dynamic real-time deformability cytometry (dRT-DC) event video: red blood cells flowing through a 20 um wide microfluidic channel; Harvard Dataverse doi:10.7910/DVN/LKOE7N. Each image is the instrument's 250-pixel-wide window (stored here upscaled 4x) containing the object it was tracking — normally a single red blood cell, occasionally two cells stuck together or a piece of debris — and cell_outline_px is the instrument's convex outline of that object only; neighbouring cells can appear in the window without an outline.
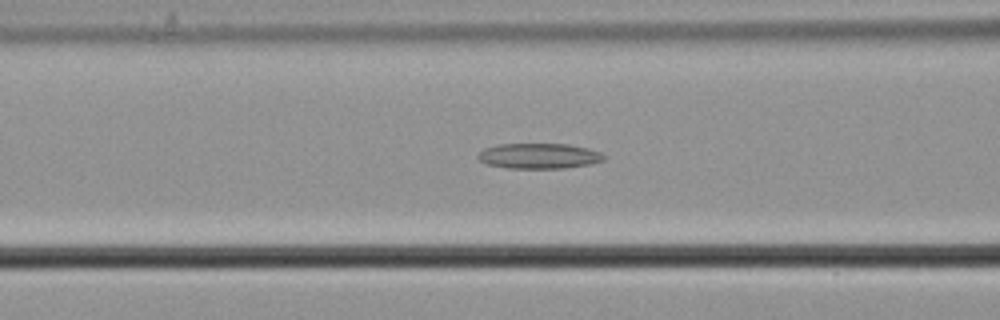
{"species": "common noctule bat (a hibernating species)", "species_latin": "Nyctalus noctula", "temperature_condition": "cold", "stored_images_in_passage": 48, "camera_frame_rate_fps": 3000, "um_per_image_px": 0.085, "animal": {"sex": "male", "body_mass_g": 21.5, "forearm_length_mm": 52.0}, "frame": {"image": 1, "passage_image": 15, "time_ms": 4.667, "image_size_px": [1000, 320], "cell_outline_px": [[604, 160], [592, 164], [564, 168], [508, 168], [488, 164], [480, 160], [476, 156], [484, 148], [500, 144], [568, 144], [588, 148], [600, 152], [604, 156]], "centroid_in_image_um": [45.83, 13.25], "position_along_channel_um": 120.8, "area_um2": 18.55}}
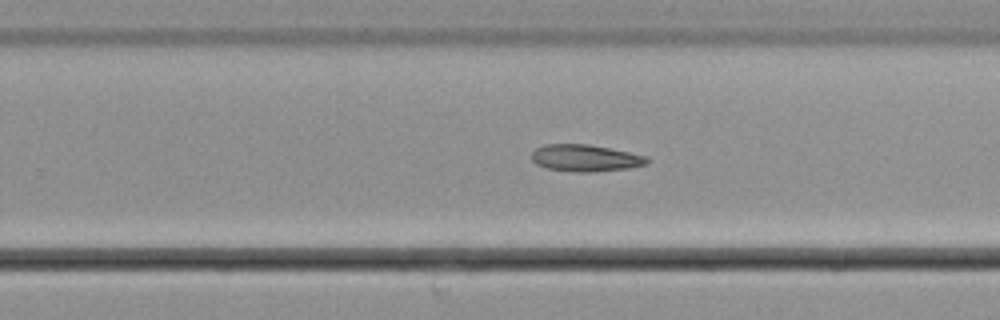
{"frame": {"image": 2, "passage_image": 28, "time_ms": 9.0, "image_size_px": [1000, 320], "cell_outline_px": [[648, 164], [628, 168], [592, 172], [576, 172], [548, 168], [536, 164], [532, 160], [532, 152], [536, 148], [544, 144], [588, 144], [648, 156]], "centroid_in_image_um": [49.75, 13.43], "position_along_channel_um": 280.0, "area_um2": 17.98}}
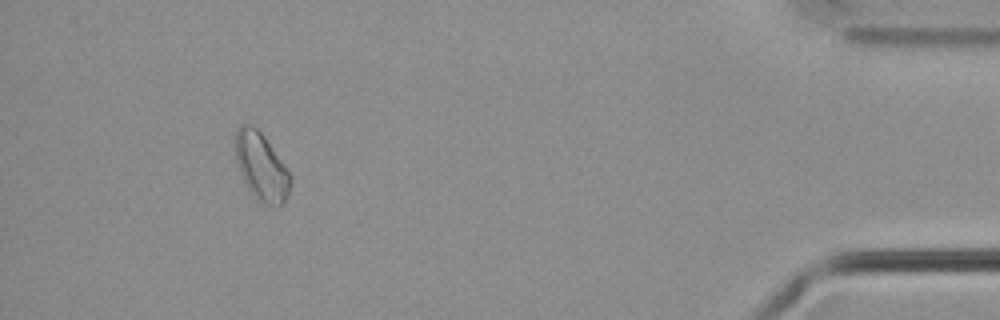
{"frame": {"image": 3, "passage_image": 44, "time_ms": 14.333, "image_size_px": [1000, 320], "cell_outline_px": [[292, 180], [288, 196], [284, 204], [276, 208], [260, 204], [244, 184], [236, 160], [236, 128], [240, 124], [252, 124], [264, 136], [292, 176]], "centroid_in_image_um": [22.23, 14.24], "position_along_channel_um": 413.0, "area_um2": 22.08}, "authors_computed_cell_mechanics": {"area_um2": 18.6405, "velocity_mm_per_s": 3.6791, "shape_relaxation_time_tau1_ms": null, "shape_relaxation_time_tau2_ms": 5.5933, "deformation_change_tau1": null, "deformation_change_tau2": 0.0879}}